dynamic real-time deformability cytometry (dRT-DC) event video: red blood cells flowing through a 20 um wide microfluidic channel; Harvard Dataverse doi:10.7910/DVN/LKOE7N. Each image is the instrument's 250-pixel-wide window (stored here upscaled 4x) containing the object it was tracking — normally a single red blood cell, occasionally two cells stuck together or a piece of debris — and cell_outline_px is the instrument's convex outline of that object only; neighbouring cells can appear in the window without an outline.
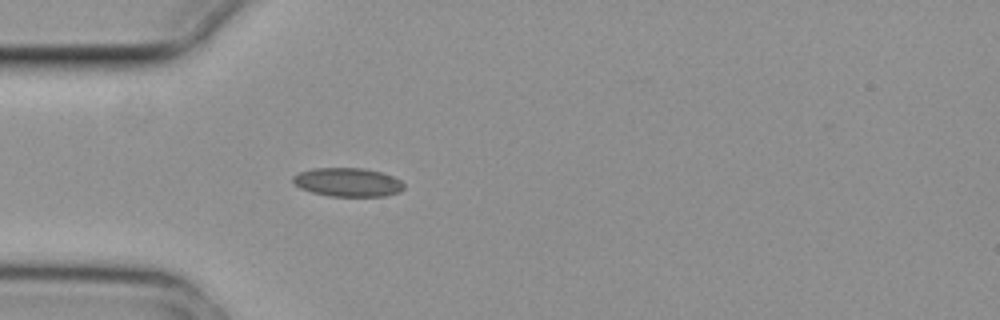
{"species": "common noctule bat (a hibernating species)", "species_latin": "Nyctalus noctula", "temperature_condition": "cold", "stored_images_in_passage": 1, "camera_frame_rate_fps": 3000, "um_per_image_px": 0.085, "animal": {"sex": "female", "body_mass_g": 29.2, "forearm_length_mm": 56.3}, "frame": {"image": 1, "passage_image": 1, "time_ms": 0.0, "image_size_px": [1000, 320], "cell_outline_px": [[404, 188], [400, 192], [384, 196], [328, 196], [312, 192], [300, 188], [292, 180], [292, 176], [300, 172], [312, 168], [364, 168], [384, 172], [400, 180], [404, 184]], "centroid_in_image_um": [29.58, 15.48], "position_along_channel_um": 55.4, "area_um2": 18.67}}